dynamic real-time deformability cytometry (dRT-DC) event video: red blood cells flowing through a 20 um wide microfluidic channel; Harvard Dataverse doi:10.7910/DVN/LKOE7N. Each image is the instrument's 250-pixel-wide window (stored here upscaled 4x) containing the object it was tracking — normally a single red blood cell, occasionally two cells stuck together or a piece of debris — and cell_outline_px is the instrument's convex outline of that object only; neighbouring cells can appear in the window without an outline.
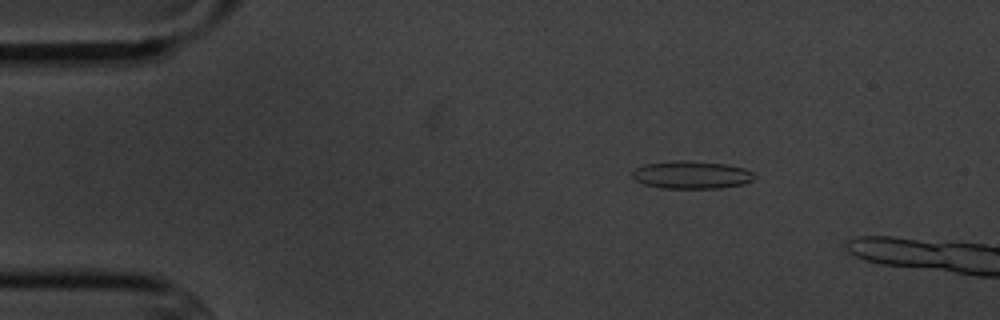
{"species": "common noctule bat (a hibernating species)", "species_latin": "Nyctalus noctula", "temperature_condition": "cold", "stored_images_in_passage": 4, "camera_frame_rate_fps": 3000, "um_per_image_px": 0.085, "animal": {"sex": "male", "body_mass_g": 20.1, "forearm_length_mm": 53.5}, "frame": {"image": 1, "passage_image": 1, "time_ms": 0.0, "image_size_px": [1000, 320], "cell_outline_px": [[756, 176], [752, 180], [744, 184], [720, 188], [660, 188], [644, 184], [636, 180], [632, 176], [632, 172], [636, 168], [644, 164], [672, 160], [688, 160], [724, 164], [744, 168], [752, 172]], "centroid_in_image_um": [58.77, 14.86], "position_along_channel_um": 26.2, "area_um2": 19.83}}